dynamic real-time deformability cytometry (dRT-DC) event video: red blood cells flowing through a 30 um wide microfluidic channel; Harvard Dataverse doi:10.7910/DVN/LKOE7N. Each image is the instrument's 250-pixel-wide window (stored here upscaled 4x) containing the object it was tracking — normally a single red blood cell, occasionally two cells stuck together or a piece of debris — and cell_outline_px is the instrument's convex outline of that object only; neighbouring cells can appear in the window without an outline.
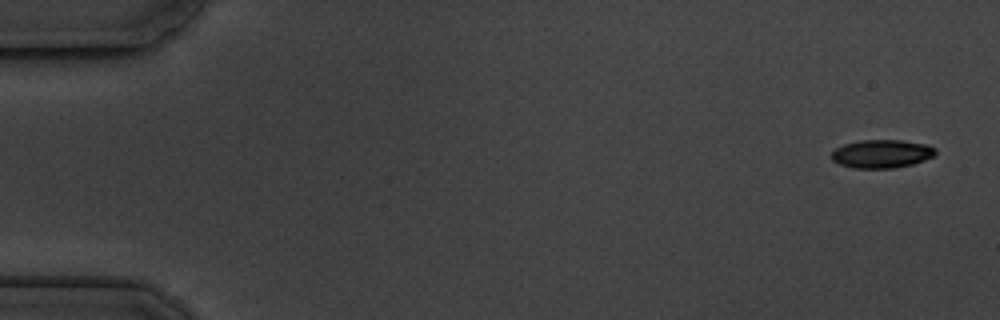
{"species": "common noctule bat (a hibernating species)", "species_latin": "Nyctalus noctula", "temperature_condition": "cold", "stored_images_in_passage": 6, "camera_frame_rate_fps": 3000, "um_per_image_px": 0.085, "animal": {"sex": "male", "body_mass_g": 19.5, "forearm_length_mm": 54.6}, "frame": {"image": 1, "passage_image": 1, "time_ms": 0.0, "image_size_px": [1000, 320], "cell_outline_px": [[936, 152], [932, 156], [924, 160], [912, 164], [892, 168], [852, 168], [840, 164], [832, 160], [828, 156], [836, 148], [844, 144], [860, 140], [900, 140], [928, 144], [936, 148]], "centroid_in_image_um": [74.92, 13.07], "position_along_channel_um": 10.1, "area_um2": 17.22}}
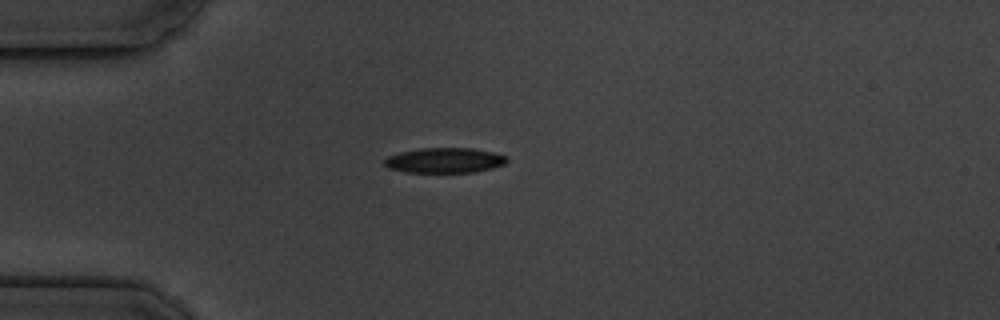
{"frame": {"image": 2, "passage_image": 5, "time_ms": 4.333, "image_size_px": [1000, 320], "cell_outline_px": [[508, 160], [504, 164], [492, 168], [476, 172], [408, 172], [388, 168], [384, 164], [384, 160], [388, 156], [400, 152], [420, 148], [472, 148], [492, 152], [504, 156]], "centroid_in_image_um": [37.77, 13.63], "position_along_channel_um": 47.2, "area_um2": 17.8}}
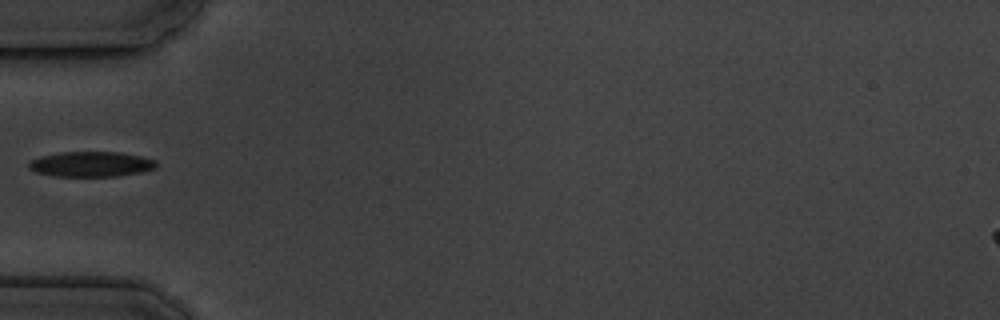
{"frame": {"image": 3, "passage_image": 6, "time_ms": 5.667, "image_size_px": [1000, 320], "cell_outline_px": [[156, 168], [140, 172], [116, 176], [56, 176], [36, 172], [28, 168], [28, 160], [40, 156], [60, 152], [120, 152], [140, 156], [156, 160]], "centroid_in_image_um": [7.7, 13.94], "position_along_channel_um": 77.3, "area_um2": 18.73}}